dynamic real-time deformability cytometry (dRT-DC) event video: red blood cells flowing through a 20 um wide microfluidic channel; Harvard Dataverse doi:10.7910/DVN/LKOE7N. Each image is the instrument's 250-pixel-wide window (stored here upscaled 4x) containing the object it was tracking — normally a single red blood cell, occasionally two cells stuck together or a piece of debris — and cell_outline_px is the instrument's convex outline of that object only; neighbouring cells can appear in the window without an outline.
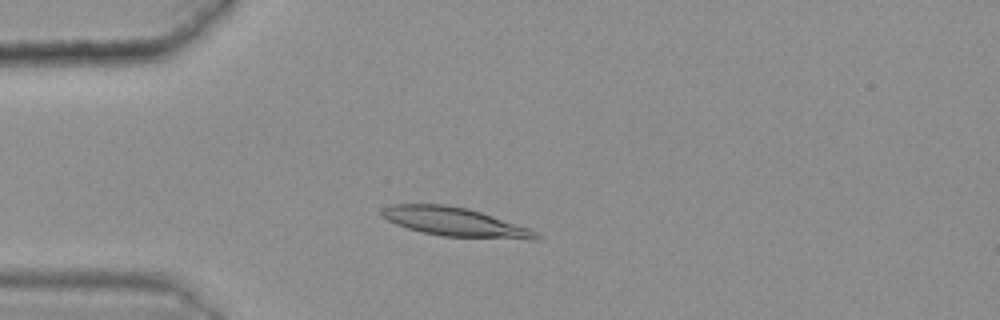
{"species": "common noctule bat (a hibernating species)", "species_latin": "Nyctalus noctula", "temperature_condition": "warm", "stored_images_in_passage": 43, "camera_frame_rate_fps": 3000, "um_per_image_px": 0.085, "animal": {"sex": "female", "body_mass_g": 25.1}, "frame": {"image": 1, "passage_image": 11, "time_ms": 3.333, "image_size_px": [1000, 320], "cell_outline_px": [[544, 236], [536, 240], [528, 240], [444, 236], [424, 232], [408, 228], [396, 224], [388, 220], [380, 212], [384, 208], [392, 204], [444, 204], [468, 208], [528, 228]], "centroid_in_image_um": [38.72, 18.88], "position_along_channel_um": 46.3, "area_um2": 25.72}}
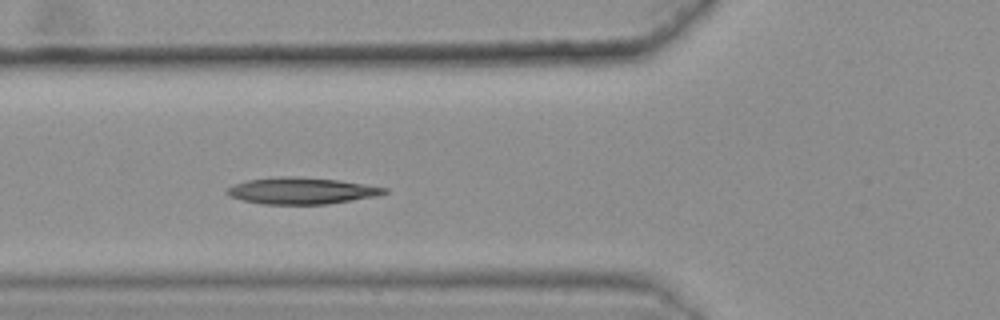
{"frame": {"image": 2, "passage_image": 17, "time_ms": 5.333, "image_size_px": [1000, 320], "cell_outline_px": [[388, 192], [376, 196], [328, 204], [260, 204], [240, 200], [228, 196], [224, 192], [228, 188], [236, 184], [248, 180], [284, 176], [288, 176], [336, 180], [388, 188]], "centroid_in_image_um": [25.58, 16.23], "position_along_channel_um": 100.2, "area_um2": 24.1}}
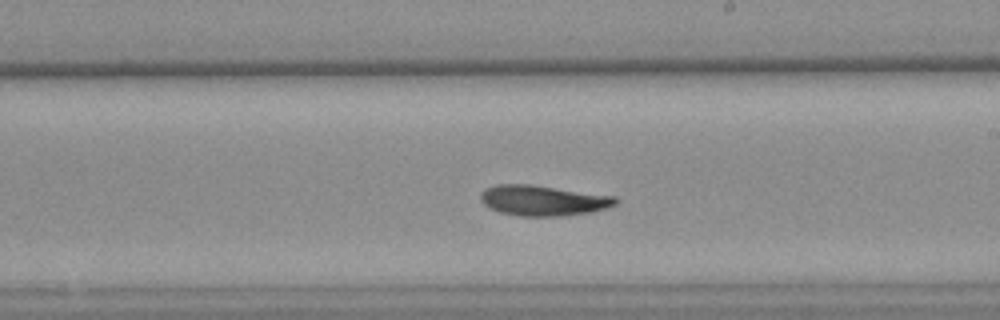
{"frame": {"image": 3, "passage_image": 29, "time_ms": 9.333, "image_size_px": [1000, 320], "cell_outline_px": [[620, 200], [616, 204], [608, 208], [592, 212], [564, 216], [520, 216], [500, 212], [488, 208], [480, 200], [480, 196], [488, 188], [496, 184], [528, 184], [616, 196]], "centroid_in_image_um": [46.21, 17.05], "position_along_channel_um": 242.8, "area_um2": 23.99}, "authors_computed_cell_mechanics": {"area_um2": 23.7558, "velocity_mm_per_s": 3.5738, "shape_relaxation_time_tau1_ms": null, "shape_relaxation_time_tau2_ms": 5.1356, "deformation_change_tau1": null, "deformation_change_tau2": 0.1032}}